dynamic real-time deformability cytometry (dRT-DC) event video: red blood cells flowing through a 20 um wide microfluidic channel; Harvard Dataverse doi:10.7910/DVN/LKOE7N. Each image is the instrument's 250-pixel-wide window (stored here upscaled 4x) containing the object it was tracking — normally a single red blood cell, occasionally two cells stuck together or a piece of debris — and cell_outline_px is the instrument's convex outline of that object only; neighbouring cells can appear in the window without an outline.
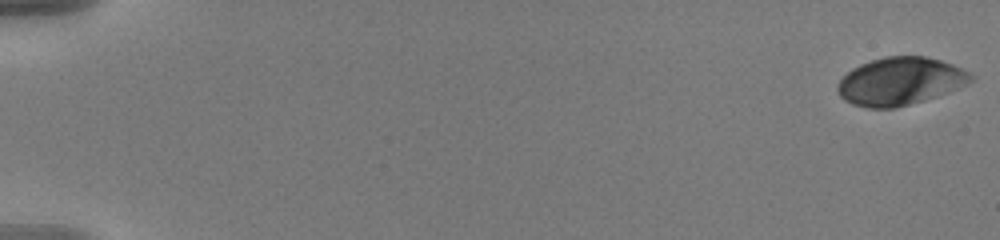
{"species": "human", "species_latin": "Homo sapiens", "temperature_condition": "warm", "stored_images_in_passage": 57, "camera_frame_rate_fps": 3000, "um_per_image_px": 0.085, "donor": {"sex": "male"}, "frame": {"image": 1, "passage_image": 1, "time_ms": 0.0, "image_size_px": [1000, 240], "cell_outline_px": [[976, 76], [972, 80], [948, 92], [924, 100], [896, 108], [868, 108], [852, 104], [844, 100], [840, 96], [836, 88], [836, 84], [852, 68], [860, 64], [884, 56], [924, 56], [940, 60], [952, 64]], "centroid_in_image_um": [76.48, 6.91], "position_along_channel_um": 8.5, "area_um2": 36.93}}
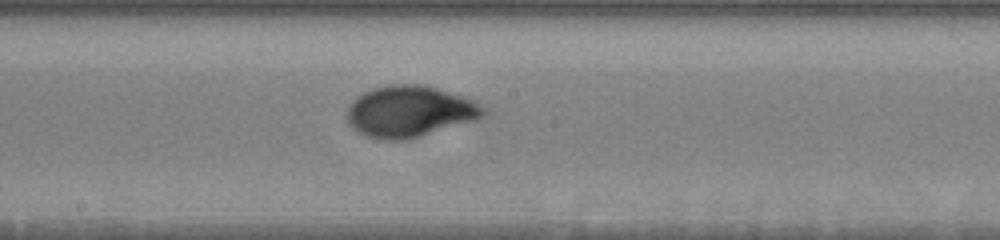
{"frame": {"image": 2, "passage_image": 33, "time_ms": 10.667, "image_size_px": [1000, 240], "cell_outline_px": [[488, 112], [484, 116], [476, 120], [404, 140], [388, 140], [368, 136], [360, 132], [348, 124], [348, 104], [356, 96], [372, 88], [392, 84], [424, 84], [464, 96], [476, 100], [488, 108]], "centroid_in_image_um": [34.87, 9.44], "position_along_channel_um": 213.3, "area_um2": 40.92}}
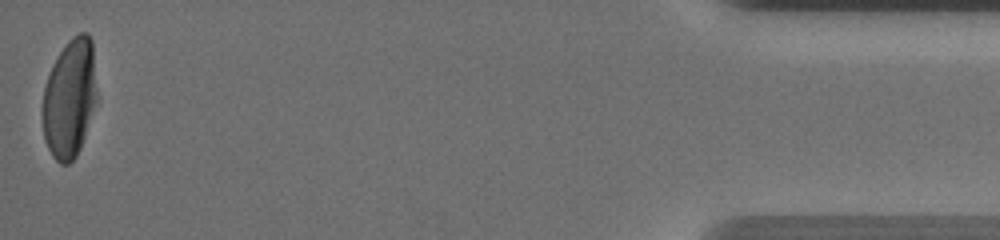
{"frame": {"image": 3, "passage_image": 57, "time_ms": 18.667, "image_size_px": [1000, 240], "cell_outline_px": [[96, 100], [80, 148], [76, 156], [68, 164], [60, 164], [52, 156], [44, 140], [44, 88], [52, 64], [68, 40], [72, 36], [80, 32], [88, 32], [92, 40], [96, 88]], "centroid_in_image_um": [5.92, 8.33], "position_along_channel_um": 429.3, "area_um2": 37.05}, "authors_computed_cell_mechanics": {"area_um2": 37.8012, "velocity_mm_per_s": 3.6495, "shape_relaxation_time_tau1_ms": 4.5346, "shape_relaxation_time_tau2_ms": 1.0395, "deformation_change_tau1": 0.2022, "deformation_change_tau2": 0.0315}}